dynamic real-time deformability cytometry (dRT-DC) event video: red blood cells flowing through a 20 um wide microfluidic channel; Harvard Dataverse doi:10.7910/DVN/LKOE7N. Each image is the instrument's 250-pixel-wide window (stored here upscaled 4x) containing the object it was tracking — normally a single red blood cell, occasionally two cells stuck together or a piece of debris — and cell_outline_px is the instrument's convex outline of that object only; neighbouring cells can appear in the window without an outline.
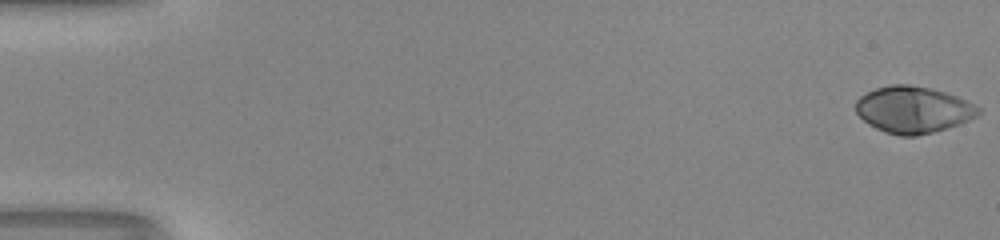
{"species": "human", "species_latin": "Homo sapiens", "temperature_condition": "room temperature", "stored_images_in_passage": 52, "camera_frame_rate_fps": 3000, "um_per_image_px": 0.085, "donor": {"sex": "male"}, "frame": {"image": 1, "passage_image": 1, "time_ms": 0.0, "image_size_px": [1000, 240], "cell_outline_px": [[980, 112], [976, 116], [968, 120], [932, 132], [916, 136], [900, 136], [884, 132], [868, 124], [856, 112], [856, 100], [860, 96], [876, 88], [892, 84], [908, 84], [932, 88], [956, 96], [980, 108]], "centroid_in_image_um": [77.58, 9.31], "position_along_channel_um": 7.4, "area_um2": 32.95}}
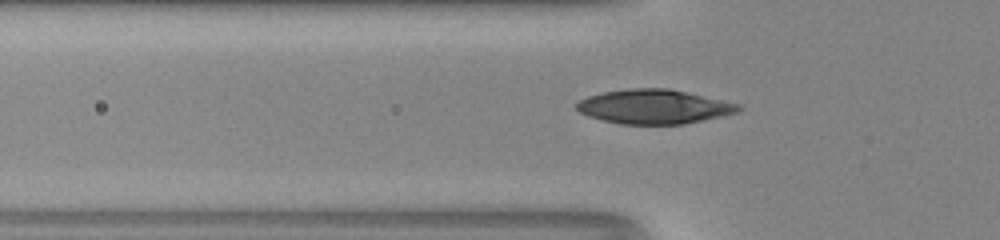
{"frame": {"image": 2, "passage_image": 19, "time_ms": 6.0, "image_size_px": [1000, 240], "cell_outline_px": [[744, 108], [736, 112], [720, 116], [684, 124], [620, 124], [588, 116], [580, 112], [572, 104], [576, 100], [588, 96], [604, 92], [628, 88], [668, 88], [740, 104]], "centroid_in_image_um": [55.53, 9.06], "position_along_channel_um": 70.3, "area_um2": 32.31}}
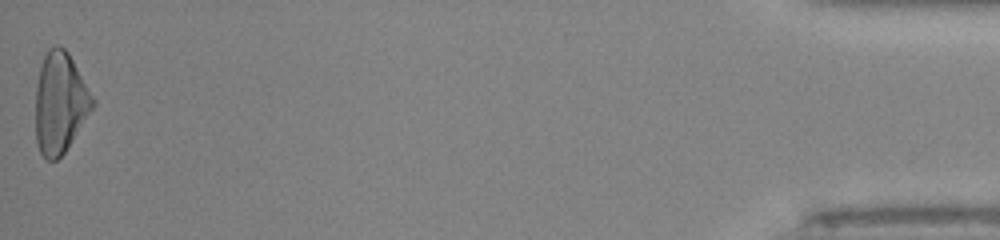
{"frame": {"image": 3, "passage_image": 52, "time_ms": 17.0, "image_size_px": [1000, 240], "cell_outline_px": [[96, 104], [64, 152], [56, 160], [48, 160], [40, 152], [36, 144], [36, 88], [40, 68], [44, 56], [48, 48], [56, 44], [60, 44], [68, 52], [96, 100]], "centroid_in_image_um": [5.11, 8.71], "position_along_channel_um": 430.1, "area_um2": 33.52}, "authors_computed_cell_mechanics": {"area_um2": 32.368, "velocity_mm_per_s": 4.1594, "shape_relaxation_time_tau1_ms": 5.1997, "shape_relaxation_time_tau2_ms": null, "deformation_change_tau1": 0.2422, "deformation_change_tau2": null}}